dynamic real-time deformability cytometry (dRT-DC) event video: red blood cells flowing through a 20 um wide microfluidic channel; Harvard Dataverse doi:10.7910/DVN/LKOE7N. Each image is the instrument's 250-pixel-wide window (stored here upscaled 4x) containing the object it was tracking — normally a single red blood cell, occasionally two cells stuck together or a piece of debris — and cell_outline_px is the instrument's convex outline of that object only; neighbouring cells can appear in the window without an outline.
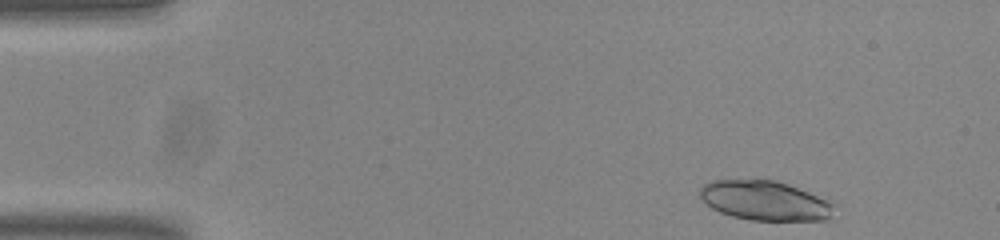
{"species": "common noctule bat (a hibernating species)", "species_latin": "Nyctalus noctula", "temperature_condition": "room temperature", "stored_images_in_passage": 49, "camera_frame_rate_fps": 3000, "um_per_image_px": 0.085, "animal": {"sex": "male", "body_mass_g": 20.0, "forearm_length_mm": 53.3}, "frame": {"image": 1, "passage_image": 2, "time_ms": 0.333, "image_size_px": [1000, 240], "cell_outline_px": [[836, 204], [832, 216], [828, 220], [748, 220], [732, 216], [720, 212], [712, 208], [700, 196], [700, 188], [704, 184], [712, 180], [776, 180], [828, 196]], "centroid_in_image_um": [65.15, 17.05], "position_along_channel_um": 19.9, "area_um2": 31.62}}